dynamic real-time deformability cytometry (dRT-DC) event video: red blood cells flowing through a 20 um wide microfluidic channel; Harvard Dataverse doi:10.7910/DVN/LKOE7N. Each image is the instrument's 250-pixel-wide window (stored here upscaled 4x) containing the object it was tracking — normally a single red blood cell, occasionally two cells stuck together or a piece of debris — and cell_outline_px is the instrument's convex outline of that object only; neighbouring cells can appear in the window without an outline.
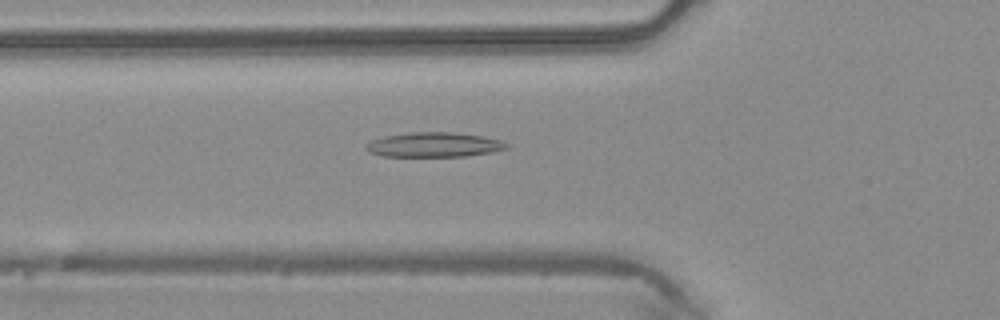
{"species": "common noctule bat (a hibernating species)", "species_latin": "Nyctalus noctula", "temperature_condition": "warm", "stored_images_in_passage": 48, "camera_frame_rate_fps": 3000, "um_per_image_px": 0.085, "animal": {"sex": "male", "body_mass_g": 20.4}, "frame": {"image": 1, "passage_image": 17, "time_ms": 5.333, "image_size_px": [1000, 320], "cell_outline_px": [[512, 148], [492, 152], [464, 156], [384, 156], [368, 152], [364, 148], [372, 140], [384, 136], [408, 132], [452, 132], [480, 136], [500, 140], [508, 144]], "centroid_in_image_um": [36.9, 12.3], "position_along_channel_um": 88.9, "area_um2": 20.17}}
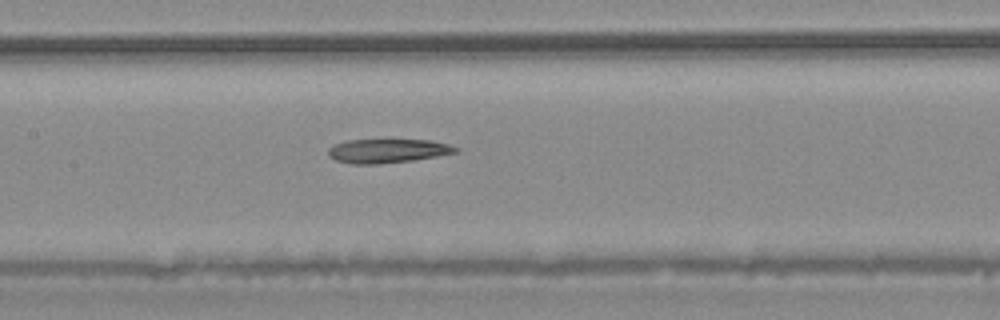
{"frame": {"image": 2, "passage_image": 23, "time_ms": 7.333, "image_size_px": [1000, 320], "cell_outline_px": [[460, 152], [412, 160], [380, 164], [352, 164], [336, 160], [328, 156], [328, 148], [332, 144], [348, 140], [388, 136], [432, 140], [448, 144], [460, 148]], "centroid_in_image_um": [32.95, 12.76], "position_along_channel_um": 174.4, "area_um2": 19.13}}
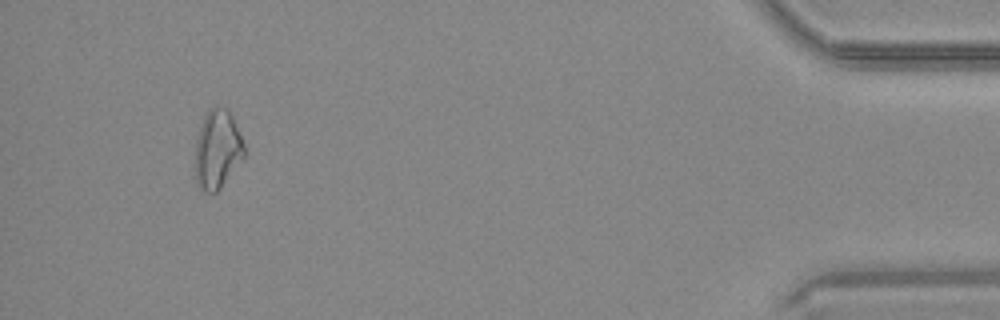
{"frame": {"image": 3, "passage_image": 45, "time_ms": 14.667, "image_size_px": [1000, 320], "cell_outline_px": [[244, 156], [220, 188], [216, 192], [204, 192], [196, 184], [196, 140], [204, 116], [208, 108], [216, 104], [228, 108], [232, 116], [244, 144]], "centroid_in_image_um": [18.47, 12.65], "position_along_channel_um": 416.7, "area_um2": 22.37}}